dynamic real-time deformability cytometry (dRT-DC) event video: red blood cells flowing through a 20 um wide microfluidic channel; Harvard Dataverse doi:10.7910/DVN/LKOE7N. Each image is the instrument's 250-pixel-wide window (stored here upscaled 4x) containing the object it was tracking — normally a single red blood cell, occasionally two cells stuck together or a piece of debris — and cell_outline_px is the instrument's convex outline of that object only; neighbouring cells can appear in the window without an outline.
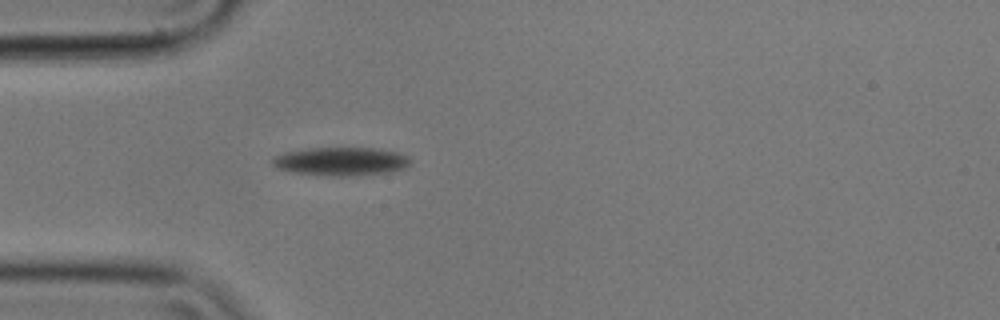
{"species": "common noctule bat (a hibernating species)", "species_latin": "Nyctalus noctula", "temperature_condition": "cold", "stored_images_in_passage": 46, "camera_frame_rate_fps": 3000, "um_per_image_px": 0.085, "animal": {"sex": "male", "body_mass_g": 17.9}, "frame": {"image": 1, "passage_image": 1, "time_ms": 0.0, "image_size_px": [1000, 320], "cell_outline_px": [[412, 160], [404, 168], [388, 172], [344, 176], [336, 176], [292, 172], [276, 168], [268, 160], [272, 156], [284, 152], [304, 148], [376, 148], [396, 152], [408, 156]], "centroid_in_image_um": [28.9, 13.7], "position_along_channel_um": 56.1, "area_um2": 22.89}}
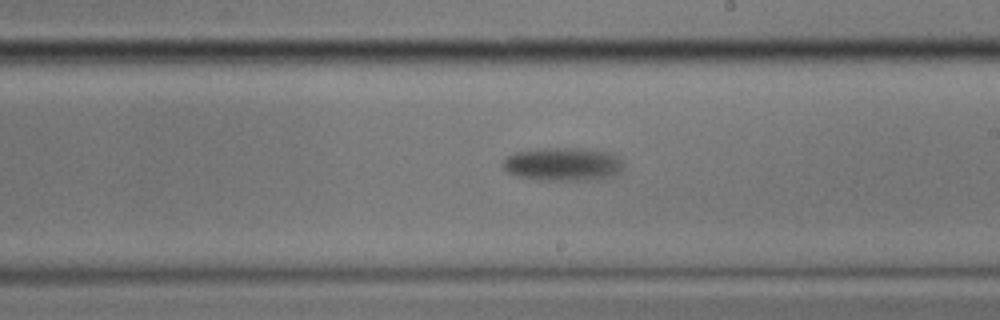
{"frame": {"image": 2, "passage_image": 19, "time_ms": 6.0, "image_size_px": [1000, 320], "cell_outline_px": [[624, 168], [620, 172], [612, 176], [596, 180], [540, 180], [516, 176], [508, 172], [500, 164], [508, 156], [516, 152], [540, 148], [588, 148], [608, 152], [616, 156], [624, 164]], "centroid_in_image_um": [47.86, 13.96], "position_along_channel_um": 241.1, "area_um2": 23.7}}
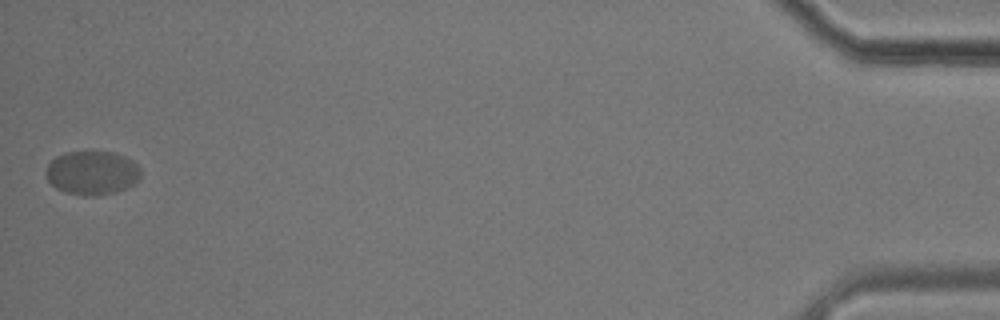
{"frame": {"image": 3, "passage_image": 46, "time_ms": 15.0, "image_size_px": [1000, 320], "cell_outline_px": [[140, 180], [116, 192], [100, 196], [84, 196], [64, 192], [56, 188], [48, 180], [44, 172], [48, 164], [56, 156], [64, 152], [112, 152], [124, 156], [132, 160], [140, 168]], "centroid_in_image_um": [7.81, 14.7], "position_along_channel_um": 427.4, "area_um2": 24.39}}